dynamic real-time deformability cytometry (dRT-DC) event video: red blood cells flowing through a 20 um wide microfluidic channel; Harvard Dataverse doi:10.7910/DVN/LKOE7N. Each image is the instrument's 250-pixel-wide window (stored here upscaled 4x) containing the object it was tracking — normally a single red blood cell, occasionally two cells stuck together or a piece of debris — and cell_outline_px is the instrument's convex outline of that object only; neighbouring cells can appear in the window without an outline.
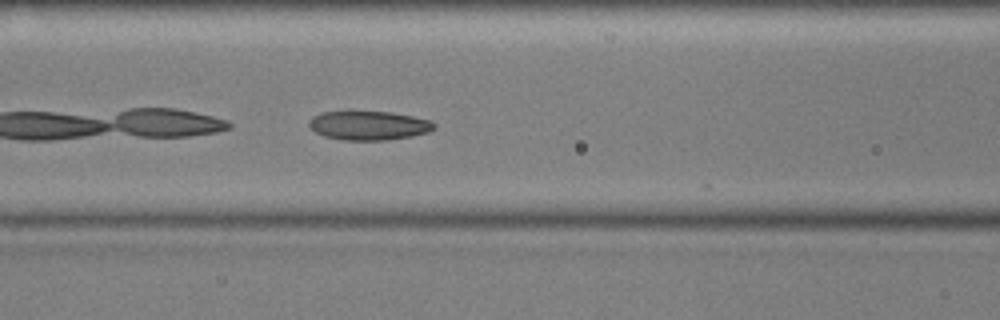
{"species": "common noctule bat (a hibernating species)", "species_latin": "Nyctalus noctula", "temperature_condition": "cold", "stored_images_in_passage": 14, "camera_frame_rate_fps": 3000, "um_per_image_px": 0.085, "animal": {"sex": "male", "body_mass_g": 17.9, "forearm_length_mm": 54.2}, "frame": {"image": 1, "passage_image": 7, "time_ms": 2.0, "image_size_px": [1000, 320], "cell_outline_px": [[436, 128], [428, 132], [412, 136], [388, 140], [340, 140], [324, 136], [316, 132], [308, 124], [308, 120], [312, 116], [320, 112], [392, 112], [432, 120], [436, 124]], "centroid_in_image_um": [31.36, 10.67], "position_along_channel_um": 135.2, "area_um2": 21.27}}